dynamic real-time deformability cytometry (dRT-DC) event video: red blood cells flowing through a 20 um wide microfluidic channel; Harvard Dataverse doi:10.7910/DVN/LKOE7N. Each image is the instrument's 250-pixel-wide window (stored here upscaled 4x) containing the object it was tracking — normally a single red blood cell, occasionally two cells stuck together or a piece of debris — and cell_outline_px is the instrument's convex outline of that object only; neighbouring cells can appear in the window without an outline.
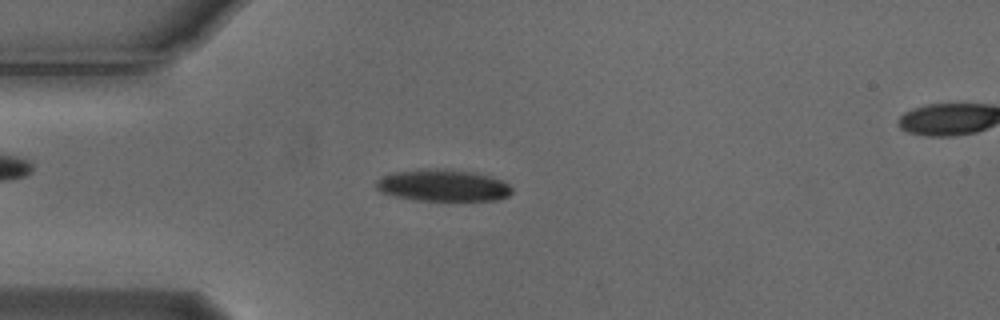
{"species": "Egyptian fruit bat (a non-hibernating species)", "species_latin": "Rousettus aegyptiacus", "temperature_condition": "cold", "stored_images_in_passage": 54, "camera_frame_rate_fps": 3000, "um_per_image_px": 0.085, "animal": {"sex": "male"}, "frame": {"image": 1, "passage_image": 14, "time_ms": 4.333, "image_size_px": [1000, 320], "cell_outline_px": [[512, 192], [508, 196], [500, 200], [412, 200], [380, 192], [376, 188], [376, 180], [384, 176], [396, 172], [420, 168], [444, 168], [472, 172], [488, 176], [500, 180], [508, 184], [512, 188]], "centroid_in_image_um": [37.64, 15.75], "position_along_channel_um": 47.4, "area_um2": 25.2}}
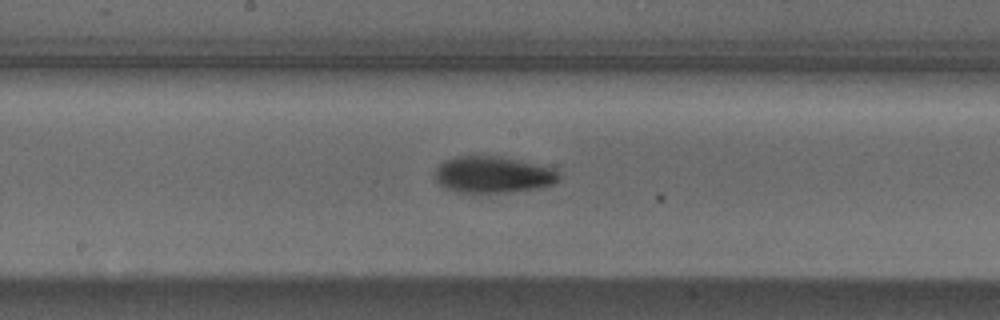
{"frame": {"image": 2, "passage_image": 28, "time_ms": 9.0, "image_size_px": [1000, 320], "cell_outline_px": [[560, 176], [552, 184], [540, 188], [504, 192], [456, 192], [444, 188], [436, 180], [436, 168], [444, 160], [456, 156], [500, 156], [552, 168]], "centroid_in_image_um": [41.85, 14.84], "position_along_channel_um": 206.3, "area_um2": 26.07}}
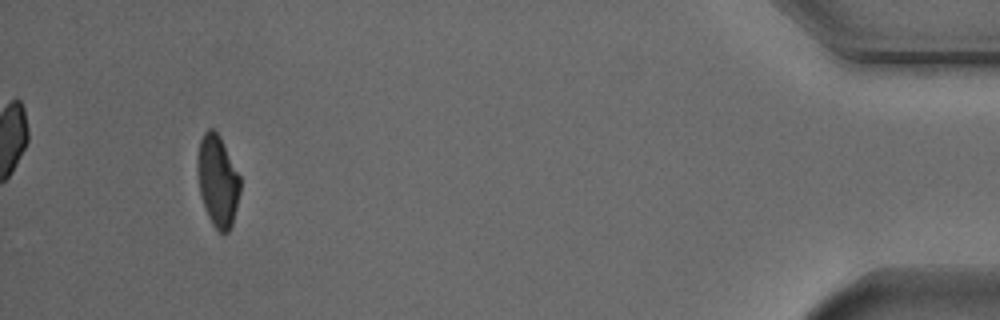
{"frame": {"image": 3, "passage_image": 51, "time_ms": 16.667, "image_size_px": [1000, 320], "cell_outline_px": [[240, 192], [232, 224], [228, 232], [220, 232], [212, 224], [208, 216], [200, 196], [196, 164], [200, 140], [204, 132], [208, 128], [212, 128], [220, 136], [240, 176]], "centroid_in_image_um": [18.49, 15.36], "position_along_channel_um": 416.7, "area_um2": 22.72}, "authors_computed_cell_mechanics": {"area_um2": 24.276, "velocity_mm_per_s": 3.718, "shape_relaxation_time_tau1_ms": 3.5895, "shape_relaxation_time_tau2_ms": 10.8212, "deformation_change_tau1": 0.1428, "deformation_change_tau2": 0.167}}